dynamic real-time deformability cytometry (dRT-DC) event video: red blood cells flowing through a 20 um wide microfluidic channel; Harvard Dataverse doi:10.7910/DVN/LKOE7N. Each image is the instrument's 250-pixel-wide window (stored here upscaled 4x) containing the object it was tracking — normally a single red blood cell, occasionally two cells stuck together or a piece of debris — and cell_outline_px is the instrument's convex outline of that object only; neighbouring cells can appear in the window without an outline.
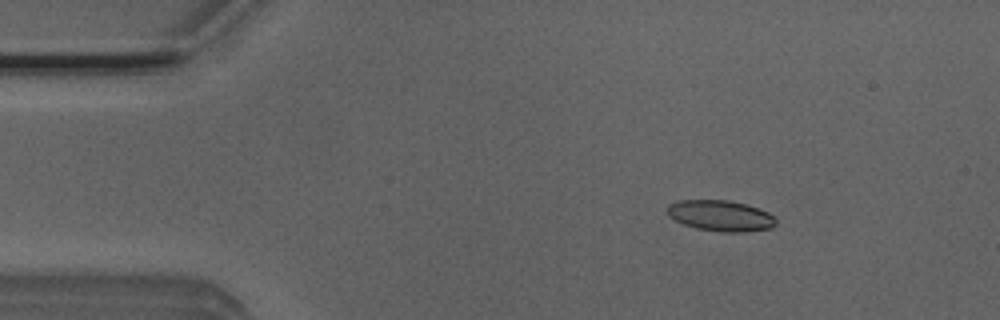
{"species": "Egyptian fruit bat (a non-hibernating species)", "species_latin": "Rousettus aegyptiacus", "temperature_condition": "room temperature", "stored_images_in_passage": 5, "camera_frame_rate_fps": 3000, "um_per_image_px": 0.085, "animal": {"sex": "male"}, "frame": {"image": 1, "passage_image": 3, "time_ms": 0.667, "image_size_px": [1000, 320], "cell_outline_px": [[776, 224], [772, 228], [744, 232], [720, 232], [696, 228], [684, 224], [668, 216], [668, 204], [676, 200], [728, 200], [744, 204], [768, 212], [776, 216]], "centroid_in_image_um": [61.26, 18.34], "position_along_channel_um": 23.7, "area_um2": 19.59}}